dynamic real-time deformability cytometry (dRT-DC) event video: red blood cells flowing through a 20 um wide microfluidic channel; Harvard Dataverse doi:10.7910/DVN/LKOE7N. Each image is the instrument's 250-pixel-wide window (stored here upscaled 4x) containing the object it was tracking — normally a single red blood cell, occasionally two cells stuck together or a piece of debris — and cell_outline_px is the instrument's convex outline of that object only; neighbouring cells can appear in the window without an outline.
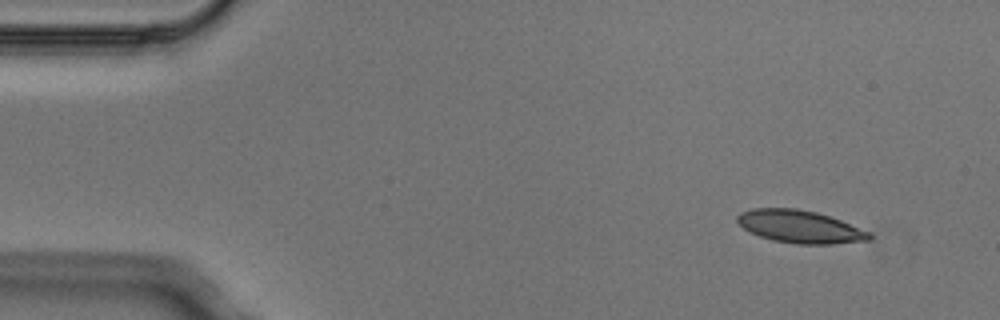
{"species": "Egyptian fruit bat (a non-hibernating species)", "species_latin": "Rousettus aegyptiacus", "temperature_condition": "cold", "stored_images_in_passage": 5, "segment_of_instrument_passage": [1, 2], "camera_frame_rate_fps": 3000, "um_per_image_px": 0.085, "animal": {"sex": "male"}, "frame": {"image": 1, "passage_image": 1, "time_ms": 0.0, "image_size_px": [1000, 320], "cell_outline_px": [[872, 236], [868, 240], [832, 244], [796, 244], [772, 240], [760, 236], [744, 228], [736, 220], [736, 216], [740, 212], [752, 208], [796, 208], [816, 212], [840, 220], [872, 232]], "centroid_in_image_um": [67.99, 19.26], "position_along_channel_um": 17.0, "area_um2": 25.09}}